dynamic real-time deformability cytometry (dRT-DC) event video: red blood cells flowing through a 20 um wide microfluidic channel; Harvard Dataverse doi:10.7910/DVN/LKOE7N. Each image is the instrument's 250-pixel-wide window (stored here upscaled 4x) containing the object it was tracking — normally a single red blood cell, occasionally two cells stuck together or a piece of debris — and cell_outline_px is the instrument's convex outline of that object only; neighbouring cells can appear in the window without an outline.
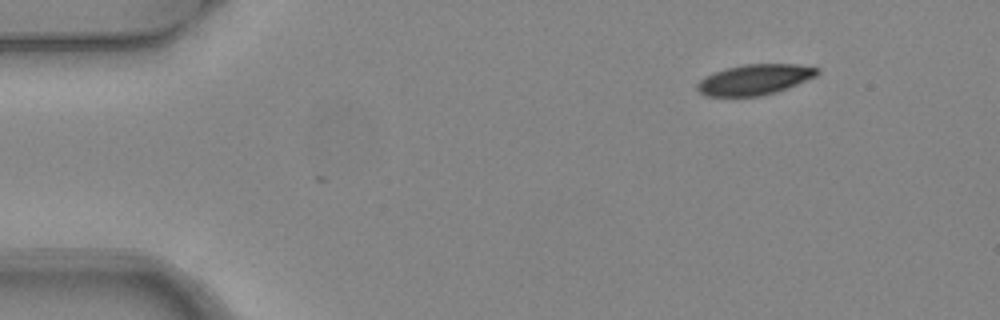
{"species": "common noctule bat (a hibernating species)", "species_latin": "Nyctalus noctula", "temperature_condition": "warm", "stored_images_in_passage": 6, "camera_frame_rate_fps": 3000, "um_per_image_px": 0.085, "animal": {"sex": "female", "body_mass_g": 24.6, "forearm_length_mm": 56.2}, "frame": {"image": 1, "passage_image": 2, "time_ms": 0.333, "image_size_px": [1000, 320], "cell_outline_px": [[820, 72], [816, 76], [788, 88], [776, 92], [760, 96], [704, 96], [696, 88], [696, 84], [704, 76], [724, 68], [744, 64], [796, 64], [820, 68]], "centroid_in_image_um": [64.14, 6.76], "position_along_channel_um": 20.9, "area_um2": 21.5}}
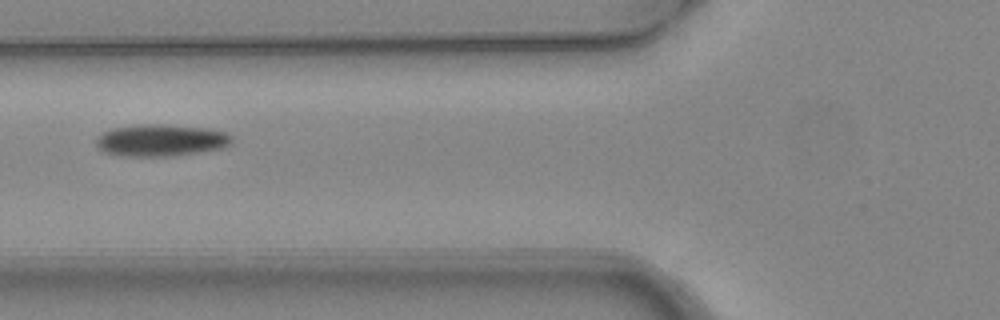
{"frame": {"image": 2, "passage_image": 6, "time_ms": 1.667, "image_size_px": [1000, 320], "cell_outline_px": [[232, 144], [224, 148], [172, 156], [124, 156], [104, 152], [96, 148], [96, 136], [100, 132], [112, 128], [140, 124], [164, 124], [212, 128], [224, 132], [232, 136]], "centroid_in_image_um": [13.66, 11.91], "position_along_channel_um": 112.1, "area_um2": 25.72}}